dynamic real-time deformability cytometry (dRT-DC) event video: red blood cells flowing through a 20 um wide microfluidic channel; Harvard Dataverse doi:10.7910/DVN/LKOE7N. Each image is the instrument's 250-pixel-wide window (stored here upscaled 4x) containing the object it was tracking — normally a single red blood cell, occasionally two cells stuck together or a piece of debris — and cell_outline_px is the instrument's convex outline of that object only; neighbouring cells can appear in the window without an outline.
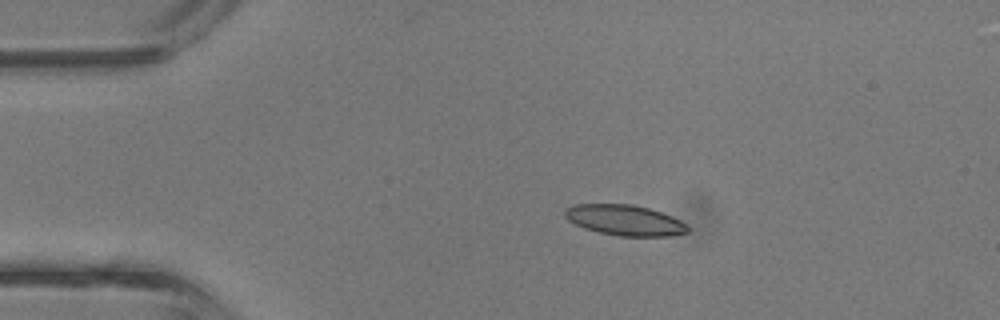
{"species": "common noctule bat (a hibernating species)", "species_latin": "Nyctalus noctula", "temperature_condition": "room temperature", "stored_images_in_passage": 36, "camera_frame_rate_fps": 3000, "um_per_image_px": 0.085, "animal": {"sex": "male", "body_mass_g": 13.3}, "frame": {"image": 1, "passage_image": 1, "time_ms": 0.0, "image_size_px": [1000, 320], "cell_outline_px": [[688, 232], [668, 236], [620, 236], [600, 232], [584, 228], [568, 220], [564, 216], [564, 208], [572, 204], [632, 204], [648, 208], [672, 216], [688, 224]], "centroid_in_image_um": [53.08, 18.7], "position_along_channel_um": 31.9, "area_um2": 21.91}}
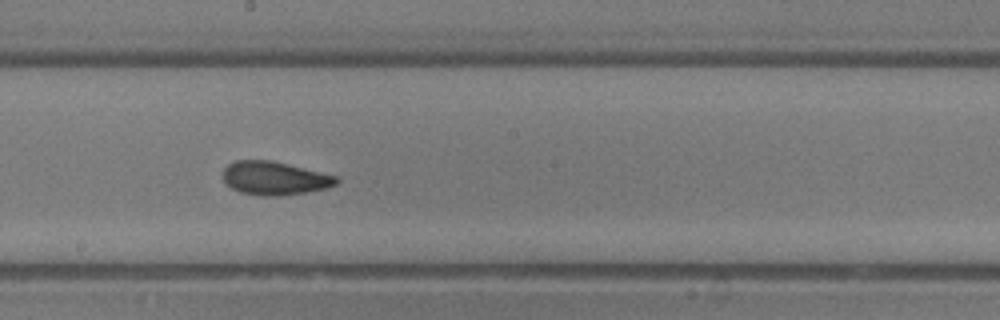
{"frame": {"image": 2, "passage_image": 16, "time_ms": 5.0, "image_size_px": [1000, 320], "cell_outline_px": [[340, 180], [336, 184], [328, 188], [280, 196], [260, 196], [240, 192], [232, 188], [224, 180], [224, 168], [228, 164], [236, 160], [272, 160], [340, 176]], "centroid_in_image_um": [23.39, 15.14], "position_along_channel_um": 224.8, "area_um2": 22.25}}
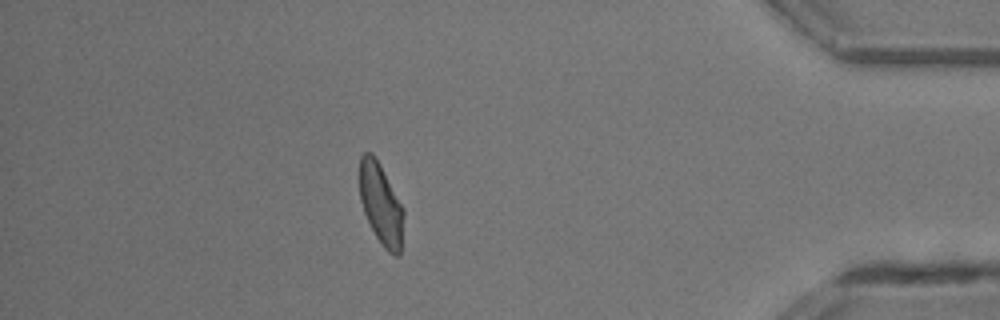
{"frame": {"image": 3, "passage_image": 30, "time_ms": 9.667, "image_size_px": [1000, 320], "cell_outline_px": [[404, 212], [400, 252], [396, 256], [388, 252], [384, 248], [376, 236], [364, 212], [360, 200], [360, 156], [364, 152], [372, 152], [380, 164], [404, 208]], "centroid_in_image_um": [32.38, 17.32], "position_along_channel_um": 402.8, "area_um2": 20.69}, "authors_computed_cell_mechanics": {"area_um2": 21.4727, "velocity_mm_per_s": 4.8251, "shape_relaxation_time_tau1_ms": 5.1329, "shape_relaxation_time_tau2_ms": 1.3314, "deformation_change_tau1": 0.1583, "deformation_change_tau2": 0.0725}}